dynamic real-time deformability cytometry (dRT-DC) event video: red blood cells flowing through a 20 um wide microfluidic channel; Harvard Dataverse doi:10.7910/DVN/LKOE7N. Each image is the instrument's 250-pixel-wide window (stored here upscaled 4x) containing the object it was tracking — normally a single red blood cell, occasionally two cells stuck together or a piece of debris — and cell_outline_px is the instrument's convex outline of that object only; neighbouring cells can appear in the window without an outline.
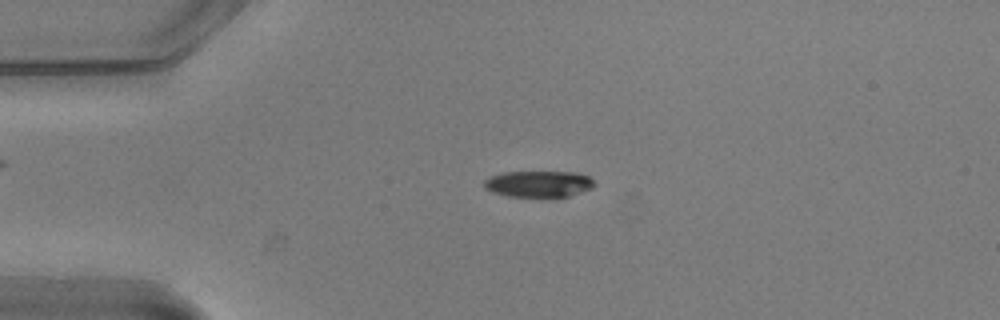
{"species": "common noctule bat (a hibernating species)", "species_latin": "Nyctalus noctula", "temperature_condition": "warm", "stored_images_in_passage": 55, "camera_frame_rate_fps": 3000, "um_per_image_px": 0.085, "animal": {"sex": "male", "body_mass_g": 20.5, "forearm_length_mm": 52.5}, "frame": {"image": 1, "passage_image": 13, "time_ms": 4.0, "image_size_px": [1000, 320], "cell_outline_px": [[596, 184], [592, 188], [556, 200], [552, 200], [508, 196], [492, 192], [484, 188], [484, 180], [488, 176], [504, 172], [576, 172], [588, 176]], "centroid_in_image_um": [45.77, 15.68], "position_along_channel_um": 39.2, "area_um2": 17.74}}
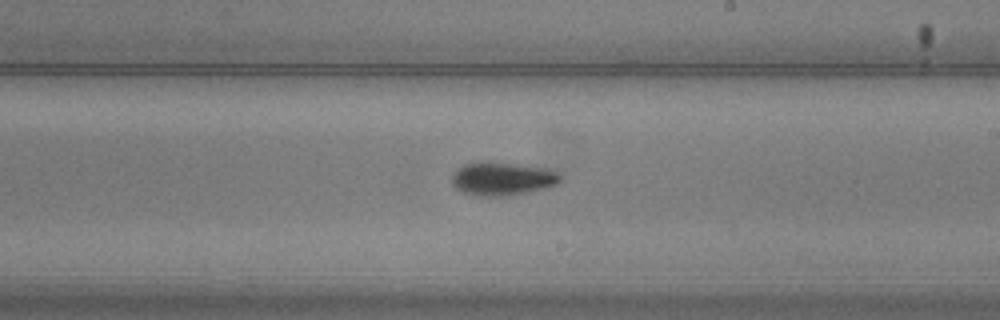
{"frame": {"image": 2, "passage_image": 32, "time_ms": 10.333, "image_size_px": [1000, 320], "cell_outline_px": [[564, 176], [556, 184], [544, 188], [512, 196], [476, 196], [464, 192], [456, 188], [452, 184], [452, 176], [456, 168], [464, 164], [480, 160], [516, 164], [548, 168], [560, 172]], "centroid_in_image_um": [42.7, 15.18], "position_along_channel_um": 246.3, "area_um2": 21.5}}
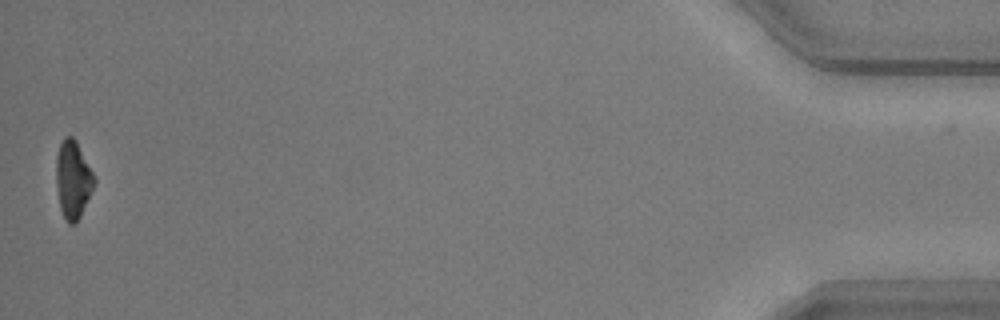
{"frame": {"image": 3, "passage_image": 54, "time_ms": 17.667, "image_size_px": [1000, 320], "cell_outline_px": [[96, 180], [80, 216], [72, 224], [68, 224], [60, 208], [56, 184], [56, 156], [60, 144], [64, 136], [72, 136], [76, 140], [96, 176]], "centroid_in_image_um": [6.2, 15.21], "position_along_channel_um": 429.0, "area_um2": 17.17}, "authors_computed_cell_mechanics": {"area_um2": 19.0162, "velocity_mm_per_s": 3.7542, "shape_relaxation_time_tau1_ms": 3.8386, "shape_relaxation_time_tau2_ms": 8.8982, "deformation_change_tau1": 0.1438, "deformation_change_tau2": 0.1552}}